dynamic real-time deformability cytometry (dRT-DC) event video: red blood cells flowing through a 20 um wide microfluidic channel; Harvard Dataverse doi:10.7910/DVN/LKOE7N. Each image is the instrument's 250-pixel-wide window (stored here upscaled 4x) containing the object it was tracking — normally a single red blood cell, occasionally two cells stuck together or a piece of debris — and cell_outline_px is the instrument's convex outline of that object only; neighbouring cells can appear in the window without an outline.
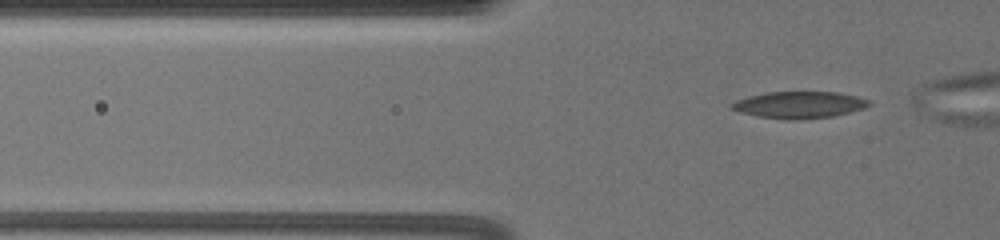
{"species": "common noctule bat (a hibernating species)", "species_latin": "Nyctalus noctula", "temperature_condition": "warm", "stored_images_in_passage": 7, "camera_frame_rate_fps": 3000, "um_per_image_px": 0.085, "animal": {"sex": "female", "body_mass_g": 19.5, "forearm_length_mm": 54.1}, "frame": {"image": 1, "passage_image": 5, "time_ms": 1.333, "image_size_px": [1000, 240], "cell_outline_px": [[872, 104], [864, 108], [832, 116], [796, 120], [788, 120], [760, 116], [740, 112], [728, 108], [728, 104], [736, 100], [768, 92], [836, 92], [856, 96], [868, 100]], "centroid_in_image_um": [67.91, 8.91], "position_along_channel_um": 57.9, "area_um2": 21.21}}